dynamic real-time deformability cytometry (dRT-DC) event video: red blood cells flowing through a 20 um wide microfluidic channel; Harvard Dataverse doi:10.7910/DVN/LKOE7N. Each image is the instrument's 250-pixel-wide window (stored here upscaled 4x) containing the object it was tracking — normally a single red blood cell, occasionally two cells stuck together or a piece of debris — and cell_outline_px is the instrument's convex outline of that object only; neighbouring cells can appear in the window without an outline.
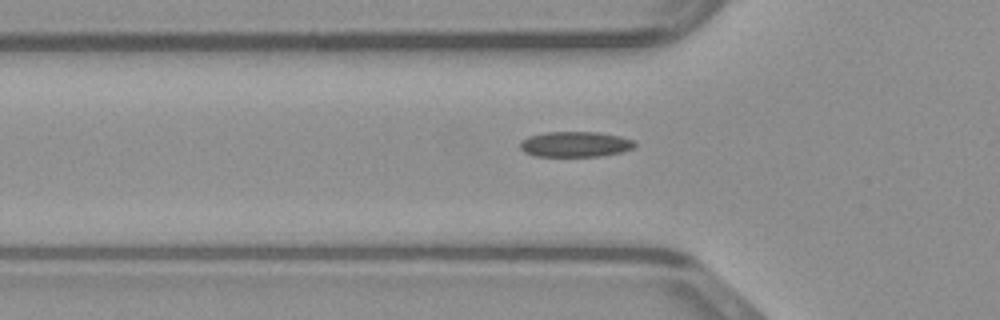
{"species": "common noctule bat (a hibernating species)", "species_latin": "Nyctalus noctula", "temperature_condition": "warm", "stored_images_in_passage": 35, "camera_frame_rate_fps": 3000, "um_per_image_px": 0.085, "animal": {"sex": "male", "body_mass_g": 23.1, "forearm_length_mm": 52.7}, "frame": {"image": 1, "passage_image": 2, "time_ms": 0.333, "image_size_px": [1000, 320], "cell_outline_px": [[636, 144], [632, 148], [620, 152], [600, 156], [536, 156], [524, 152], [520, 148], [520, 144], [528, 136], [544, 132], [600, 132], [620, 136], [632, 140]], "centroid_in_image_um": [48.88, 12.25], "position_along_channel_um": 76.9, "area_um2": 16.88}}
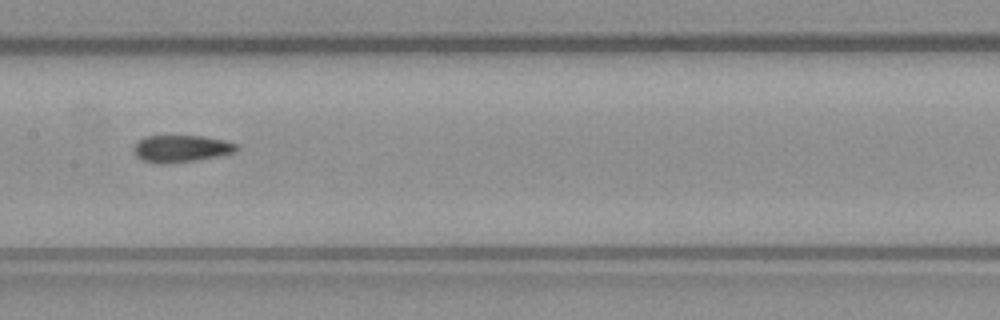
{"frame": {"image": 2, "passage_image": 10, "time_ms": 3.0, "image_size_px": [1000, 320], "cell_outline_px": [[240, 148], [236, 152], [196, 160], [172, 164], [156, 164], [144, 160], [136, 156], [132, 148], [144, 136], [204, 136], [224, 140], [236, 144]], "centroid_in_image_um": [15.4, 12.64], "position_along_channel_um": 192.0, "area_um2": 16.3}}
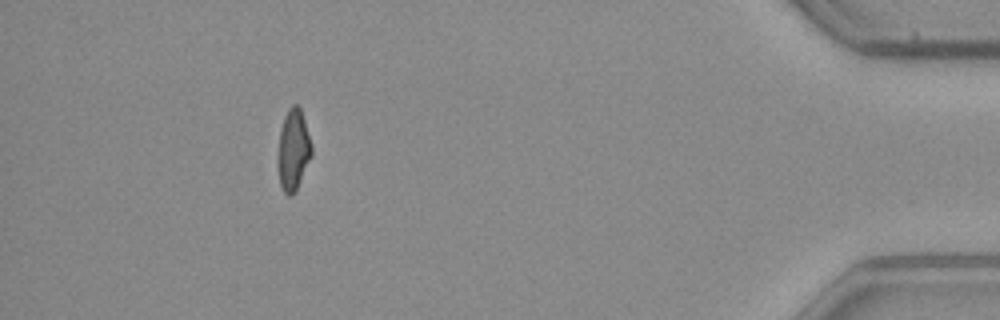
{"frame": {"image": 3, "passage_image": 30, "time_ms": 9.667, "image_size_px": [1000, 320], "cell_outline_px": [[312, 156], [296, 192], [292, 196], [288, 196], [284, 192], [280, 184], [276, 164], [276, 160], [280, 128], [284, 116], [288, 108], [292, 104], [296, 104], [300, 108], [304, 120], [312, 148]], "centroid_in_image_um": [24.9, 12.79], "position_along_channel_um": 410.3, "area_um2": 16.36}}